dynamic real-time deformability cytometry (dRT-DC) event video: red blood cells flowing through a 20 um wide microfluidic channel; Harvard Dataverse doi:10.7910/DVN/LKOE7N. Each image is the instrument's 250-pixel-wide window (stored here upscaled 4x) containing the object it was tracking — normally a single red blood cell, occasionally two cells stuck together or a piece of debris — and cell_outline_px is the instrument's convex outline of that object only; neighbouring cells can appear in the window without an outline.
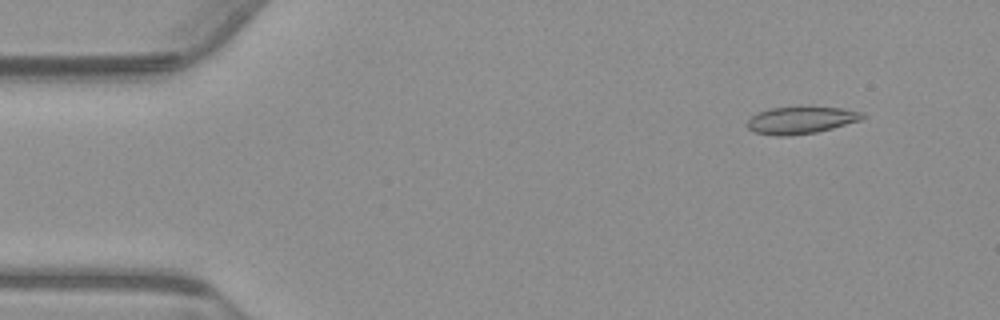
{"species": "common noctule bat (a hibernating species)", "species_latin": "Nyctalus noctula", "temperature_condition": "warm", "stored_images_in_passage": 54, "camera_frame_rate_fps": 3000, "um_per_image_px": 0.085, "animal": {"sex": "male", "body_mass_g": 23.1, "forearm_length_mm": 52.7}, "frame": {"image": 1, "passage_image": 5, "time_ms": 1.333, "image_size_px": [1000, 320], "cell_outline_px": [[868, 116], [860, 120], [832, 128], [816, 132], [788, 136], [776, 136], [756, 132], [748, 128], [748, 120], [756, 112], [772, 108], [840, 108], [864, 112]], "centroid_in_image_um": [68.1, 10.22], "position_along_channel_um": 16.9, "area_um2": 17.86}}
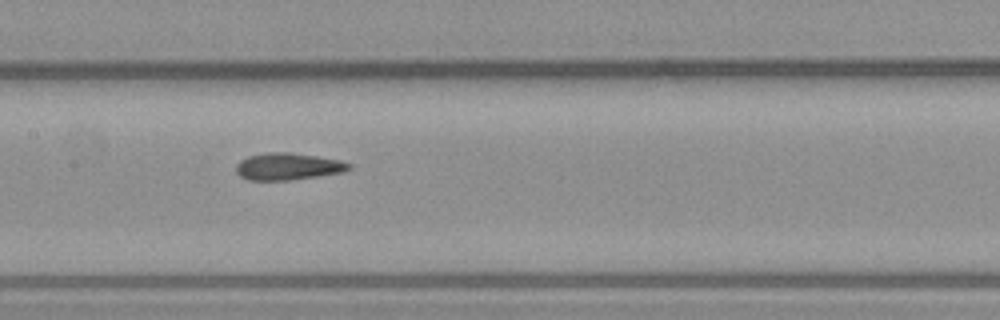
{"frame": {"image": 2, "passage_image": 26, "time_ms": 8.333, "image_size_px": [1000, 320], "cell_outline_px": [[352, 168], [344, 172], [288, 180], [248, 180], [240, 176], [236, 172], [236, 164], [240, 160], [248, 156], [268, 152], [288, 152], [316, 156], [340, 160], [352, 164]], "centroid_in_image_um": [24.47, 14.15], "position_along_channel_um": 182.9, "area_um2": 17.74}}
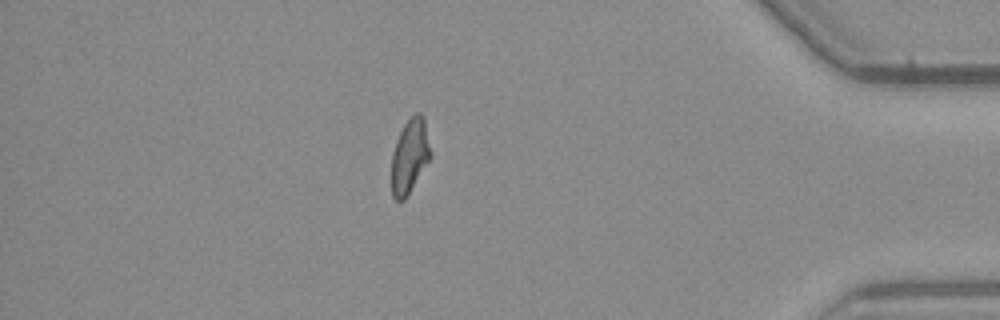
{"frame": {"image": 3, "passage_image": 47, "time_ms": 15.333, "image_size_px": [1000, 320], "cell_outline_px": [[432, 156], [404, 200], [396, 200], [392, 196], [392, 152], [396, 140], [404, 124], [416, 112], [420, 112], [424, 116], [432, 152]], "centroid_in_image_um": [34.85, 13.23], "position_along_channel_um": 400.4, "area_um2": 16.94}, "authors_computed_cell_mechanics": {"area_um2": 17.6579, "velocity_mm_per_s": 3.7492, "shape_relaxation_time_tau1_ms": null, "shape_relaxation_time_tau2_ms": 2.2337, "deformation_change_tau1": null, "deformation_change_tau2": 0.0853}}